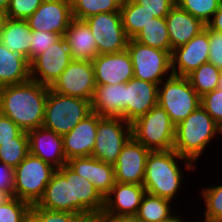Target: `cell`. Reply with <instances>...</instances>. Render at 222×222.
<instances>
[{
	"instance_id": "obj_1",
	"label": "cell",
	"mask_w": 222,
	"mask_h": 222,
	"mask_svg": "<svg viewBox=\"0 0 222 222\" xmlns=\"http://www.w3.org/2000/svg\"><path fill=\"white\" fill-rule=\"evenodd\" d=\"M50 87L29 80L0 88V113L23 131L43 126L45 105Z\"/></svg>"
},
{
	"instance_id": "obj_2",
	"label": "cell",
	"mask_w": 222,
	"mask_h": 222,
	"mask_svg": "<svg viewBox=\"0 0 222 222\" xmlns=\"http://www.w3.org/2000/svg\"><path fill=\"white\" fill-rule=\"evenodd\" d=\"M180 162H183L181 164L184 167ZM195 169L196 165L192 161L180 156L174 150L150 151L146 161L143 186L146 193L174 202L177 200L176 196L179 198L181 187H184L182 185L184 174Z\"/></svg>"
},
{
	"instance_id": "obj_3",
	"label": "cell",
	"mask_w": 222,
	"mask_h": 222,
	"mask_svg": "<svg viewBox=\"0 0 222 222\" xmlns=\"http://www.w3.org/2000/svg\"><path fill=\"white\" fill-rule=\"evenodd\" d=\"M217 137L222 138V128L200 105L175 127L173 150L197 166Z\"/></svg>"
},
{
	"instance_id": "obj_4",
	"label": "cell",
	"mask_w": 222,
	"mask_h": 222,
	"mask_svg": "<svg viewBox=\"0 0 222 222\" xmlns=\"http://www.w3.org/2000/svg\"><path fill=\"white\" fill-rule=\"evenodd\" d=\"M91 112V101L61 95L49 89L43 127L63 136Z\"/></svg>"
},
{
	"instance_id": "obj_5",
	"label": "cell",
	"mask_w": 222,
	"mask_h": 222,
	"mask_svg": "<svg viewBox=\"0 0 222 222\" xmlns=\"http://www.w3.org/2000/svg\"><path fill=\"white\" fill-rule=\"evenodd\" d=\"M131 125L132 136L149 150H173L176 126L160 105H155Z\"/></svg>"
},
{
	"instance_id": "obj_6",
	"label": "cell",
	"mask_w": 222,
	"mask_h": 222,
	"mask_svg": "<svg viewBox=\"0 0 222 222\" xmlns=\"http://www.w3.org/2000/svg\"><path fill=\"white\" fill-rule=\"evenodd\" d=\"M157 98L158 105L168 113L175 126L195 111L201 100L187 77L175 75L159 84Z\"/></svg>"
},
{
	"instance_id": "obj_7",
	"label": "cell",
	"mask_w": 222,
	"mask_h": 222,
	"mask_svg": "<svg viewBox=\"0 0 222 222\" xmlns=\"http://www.w3.org/2000/svg\"><path fill=\"white\" fill-rule=\"evenodd\" d=\"M14 170L13 196L33 205L43 196L57 169L29 152Z\"/></svg>"
},
{
	"instance_id": "obj_8",
	"label": "cell",
	"mask_w": 222,
	"mask_h": 222,
	"mask_svg": "<svg viewBox=\"0 0 222 222\" xmlns=\"http://www.w3.org/2000/svg\"><path fill=\"white\" fill-rule=\"evenodd\" d=\"M126 49L131 56L135 78L159 85L173 75L170 52L141 44L134 39H129Z\"/></svg>"
},
{
	"instance_id": "obj_9",
	"label": "cell",
	"mask_w": 222,
	"mask_h": 222,
	"mask_svg": "<svg viewBox=\"0 0 222 222\" xmlns=\"http://www.w3.org/2000/svg\"><path fill=\"white\" fill-rule=\"evenodd\" d=\"M132 136V125L122 118L102 117L98 121L92 157L114 165L123 145Z\"/></svg>"
},
{
	"instance_id": "obj_10",
	"label": "cell",
	"mask_w": 222,
	"mask_h": 222,
	"mask_svg": "<svg viewBox=\"0 0 222 222\" xmlns=\"http://www.w3.org/2000/svg\"><path fill=\"white\" fill-rule=\"evenodd\" d=\"M84 21L95 37L98 54L118 53L126 50L130 38L123 28L120 11L99 13Z\"/></svg>"
},
{
	"instance_id": "obj_11",
	"label": "cell",
	"mask_w": 222,
	"mask_h": 222,
	"mask_svg": "<svg viewBox=\"0 0 222 222\" xmlns=\"http://www.w3.org/2000/svg\"><path fill=\"white\" fill-rule=\"evenodd\" d=\"M96 83L94 67L90 61L72 60L50 86L56 93L91 101Z\"/></svg>"
},
{
	"instance_id": "obj_12",
	"label": "cell",
	"mask_w": 222,
	"mask_h": 222,
	"mask_svg": "<svg viewBox=\"0 0 222 222\" xmlns=\"http://www.w3.org/2000/svg\"><path fill=\"white\" fill-rule=\"evenodd\" d=\"M71 61L69 48L62 36L30 63V79L50 87Z\"/></svg>"
},
{
	"instance_id": "obj_13",
	"label": "cell",
	"mask_w": 222,
	"mask_h": 222,
	"mask_svg": "<svg viewBox=\"0 0 222 222\" xmlns=\"http://www.w3.org/2000/svg\"><path fill=\"white\" fill-rule=\"evenodd\" d=\"M150 151L131 136L123 145L114 164L116 182L143 185L146 161Z\"/></svg>"
},
{
	"instance_id": "obj_14",
	"label": "cell",
	"mask_w": 222,
	"mask_h": 222,
	"mask_svg": "<svg viewBox=\"0 0 222 222\" xmlns=\"http://www.w3.org/2000/svg\"><path fill=\"white\" fill-rule=\"evenodd\" d=\"M72 19L71 0H44L27 22L32 31H46L63 36Z\"/></svg>"
},
{
	"instance_id": "obj_15",
	"label": "cell",
	"mask_w": 222,
	"mask_h": 222,
	"mask_svg": "<svg viewBox=\"0 0 222 222\" xmlns=\"http://www.w3.org/2000/svg\"><path fill=\"white\" fill-rule=\"evenodd\" d=\"M209 58L208 27L194 36L188 43L173 49L171 54L172 73L187 77Z\"/></svg>"
},
{
	"instance_id": "obj_16",
	"label": "cell",
	"mask_w": 222,
	"mask_h": 222,
	"mask_svg": "<svg viewBox=\"0 0 222 222\" xmlns=\"http://www.w3.org/2000/svg\"><path fill=\"white\" fill-rule=\"evenodd\" d=\"M92 64L96 85L126 83L134 77L132 60L127 49L118 53L98 54Z\"/></svg>"
},
{
	"instance_id": "obj_17",
	"label": "cell",
	"mask_w": 222,
	"mask_h": 222,
	"mask_svg": "<svg viewBox=\"0 0 222 222\" xmlns=\"http://www.w3.org/2000/svg\"><path fill=\"white\" fill-rule=\"evenodd\" d=\"M35 205L50 211L73 213L71 168L67 164L53 173L43 196Z\"/></svg>"
},
{
	"instance_id": "obj_18",
	"label": "cell",
	"mask_w": 222,
	"mask_h": 222,
	"mask_svg": "<svg viewBox=\"0 0 222 222\" xmlns=\"http://www.w3.org/2000/svg\"><path fill=\"white\" fill-rule=\"evenodd\" d=\"M158 86L135 77L125 83V121L134 122L158 104Z\"/></svg>"
},
{
	"instance_id": "obj_19",
	"label": "cell",
	"mask_w": 222,
	"mask_h": 222,
	"mask_svg": "<svg viewBox=\"0 0 222 222\" xmlns=\"http://www.w3.org/2000/svg\"><path fill=\"white\" fill-rule=\"evenodd\" d=\"M102 117L91 112L68 133L62 136L63 149L67 161L75 157H88L92 155L95 144L98 121Z\"/></svg>"
},
{
	"instance_id": "obj_20",
	"label": "cell",
	"mask_w": 222,
	"mask_h": 222,
	"mask_svg": "<svg viewBox=\"0 0 222 222\" xmlns=\"http://www.w3.org/2000/svg\"><path fill=\"white\" fill-rule=\"evenodd\" d=\"M27 133L29 137V152L31 154L56 169L67 164L62 135L43 126L29 130Z\"/></svg>"
},
{
	"instance_id": "obj_21",
	"label": "cell",
	"mask_w": 222,
	"mask_h": 222,
	"mask_svg": "<svg viewBox=\"0 0 222 222\" xmlns=\"http://www.w3.org/2000/svg\"><path fill=\"white\" fill-rule=\"evenodd\" d=\"M145 193L143 185L116 182L104 197L103 212L113 216L134 217Z\"/></svg>"
},
{
	"instance_id": "obj_22",
	"label": "cell",
	"mask_w": 222,
	"mask_h": 222,
	"mask_svg": "<svg viewBox=\"0 0 222 222\" xmlns=\"http://www.w3.org/2000/svg\"><path fill=\"white\" fill-rule=\"evenodd\" d=\"M67 165L81 177L89 180L105 197L115 185L114 165L107 164L92 156L75 157L67 161Z\"/></svg>"
},
{
	"instance_id": "obj_23",
	"label": "cell",
	"mask_w": 222,
	"mask_h": 222,
	"mask_svg": "<svg viewBox=\"0 0 222 222\" xmlns=\"http://www.w3.org/2000/svg\"><path fill=\"white\" fill-rule=\"evenodd\" d=\"M165 18L170 37L171 54L173 49L188 43L206 27V24L201 20L193 17L176 4Z\"/></svg>"
},
{
	"instance_id": "obj_24",
	"label": "cell",
	"mask_w": 222,
	"mask_h": 222,
	"mask_svg": "<svg viewBox=\"0 0 222 222\" xmlns=\"http://www.w3.org/2000/svg\"><path fill=\"white\" fill-rule=\"evenodd\" d=\"M63 37L72 60L92 62L98 55L95 37L84 20L73 18Z\"/></svg>"
},
{
	"instance_id": "obj_25",
	"label": "cell",
	"mask_w": 222,
	"mask_h": 222,
	"mask_svg": "<svg viewBox=\"0 0 222 222\" xmlns=\"http://www.w3.org/2000/svg\"><path fill=\"white\" fill-rule=\"evenodd\" d=\"M91 110L101 117L125 120V83L96 85Z\"/></svg>"
},
{
	"instance_id": "obj_26",
	"label": "cell",
	"mask_w": 222,
	"mask_h": 222,
	"mask_svg": "<svg viewBox=\"0 0 222 222\" xmlns=\"http://www.w3.org/2000/svg\"><path fill=\"white\" fill-rule=\"evenodd\" d=\"M71 190L73 213L101 212L104 209V197L87 179L71 169Z\"/></svg>"
},
{
	"instance_id": "obj_27",
	"label": "cell",
	"mask_w": 222,
	"mask_h": 222,
	"mask_svg": "<svg viewBox=\"0 0 222 222\" xmlns=\"http://www.w3.org/2000/svg\"><path fill=\"white\" fill-rule=\"evenodd\" d=\"M30 80V63L23 55L9 51L0 41V88Z\"/></svg>"
},
{
	"instance_id": "obj_28",
	"label": "cell",
	"mask_w": 222,
	"mask_h": 222,
	"mask_svg": "<svg viewBox=\"0 0 222 222\" xmlns=\"http://www.w3.org/2000/svg\"><path fill=\"white\" fill-rule=\"evenodd\" d=\"M0 41L9 51L17 52L26 57L30 63L31 29L27 20L8 18Z\"/></svg>"
},
{
	"instance_id": "obj_29",
	"label": "cell",
	"mask_w": 222,
	"mask_h": 222,
	"mask_svg": "<svg viewBox=\"0 0 222 222\" xmlns=\"http://www.w3.org/2000/svg\"><path fill=\"white\" fill-rule=\"evenodd\" d=\"M173 203L176 204V202L168 199L145 193L134 217L142 222H168L174 220L179 215L177 211H180L178 208L173 211Z\"/></svg>"
},
{
	"instance_id": "obj_30",
	"label": "cell",
	"mask_w": 222,
	"mask_h": 222,
	"mask_svg": "<svg viewBox=\"0 0 222 222\" xmlns=\"http://www.w3.org/2000/svg\"><path fill=\"white\" fill-rule=\"evenodd\" d=\"M123 28L130 39H133L155 16L134 0H123L120 8Z\"/></svg>"
},
{
	"instance_id": "obj_31",
	"label": "cell",
	"mask_w": 222,
	"mask_h": 222,
	"mask_svg": "<svg viewBox=\"0 0 222 222\" xmlns=\"http://www.w3.org/2000/svg\"><path fill=\"white\" fill-rule=\"evenodd\" d=\"M141 44L171 53L166 18L155 17L133 38Z\"/></svg>"
},
{
	"instance_id": "obj_32",
	"label": "cell",
	"mask_w": 222,
	"mask_h": 222,
	"mask_svg": "<svg viewBox=\"0 0 222 222\" xmlns=\"http://www.w3.org/2000/svg\"><path fill=\"white\" fill-rule=\"evenodd\" d=\"M222 71L207 62L190 73L187 78L200 97L217 88Z\"/></svg>"
},
{
	"instance_id": "obj_33",
	"label": "cell",
	"mask_w": 222,
	"mask_h": 222,
	"mask_svg": "<svg viewBox=\"0 0 222 222\" xmlns=\"http://www.w3.org/2000/svg\"><path fill=\"white\" fill-rule=\"evenodd\" d=\"M123 0H71L74 19L85 20L103 12L120 11Z\"/></svg>"
},
{
	"instance_id": "obj_34",
	"label": "cell",
	"mask_w": 222,
	"mask_h": 222,
	"mask_svg": "<svg viewBox=\"0 0 222 222\" xmlns=\"http://www.w3.org/2000/svg\"><path fill=\"white\" fill-rule=\"evenodd\" d=\"M28 153L29 137L26 131H22L13 141L0 142V162L14 169Z\"/></svg>"
},
{
	"instance_id": "obj_35",
	"label": "cell",
	"mask_w": 222,
	"mask_h": 222,
	"mask_svg": "<svg viewBox=\"0 0 222 222\" xmlns=\"http://www.w3.org/2000/svg\"><path fill=\"white\" fill-rule=\"evenodd\" d=\"M198 194L204 202L202 217L222 219V183L214 186L204 185Z\"/></svg>"
},
{
	"instance_id": "obj_36",
	"label": "cell",
	"mask_w": 222,
	"mask_h": 222,
	"mask_svg": "<svg viewBox=\"0 0 222 222\" xmlns=\"http://www.w3.org/2000/svg\"><path fill=\"white\" fill-rule=\"evenodd\" d=\"M222 0H176V5L207 24Z\"/></svg>"
},
{
	"instance_id": "obj_37",
	"label": "cell",
	"mask_w": 222,
	"mask_h": 222,
	"mask_svg": "<svg viewBox=\"0 0 222 222\" xmlns=\"http://www.w3.org/2000/svg\"><path fill=\"white\" fill-rule=\"evenodd\" d=\"M31 204L14 196L0 203V222H27Z\"/></svg>"
},
{
	"instance_id": "obj_38",
	"label": "cell",
	"mask_w": 222,
	"mask_h": 222,
	"mask_svg": "<svg viewBox=\"0 0 222 222\" xmlns=\"http://www.w3.org/2000/svg\"><path fill=\"white\" fill-rule=\"evenodd\" d=\"M78 214L61 211H50L33 204L27 222H75Z\"/></svg>"
},
{
	"instance_id": "obj_39",
	"label": "cell",
	"mask_w": 222,
	"mask_h": 222,
	"mask_svg": "<svg viewBox=\"0 0 222 222\" xmlns=\"http://www.w3.org/2000/svg\"><path fill=\"white\" fill-rule=\"evenodd\" d=\"M61 37L62 36L57 33L31 30L30 63Z\"/></svg>"
},
{
	"instance_id": "obj_40",
	"label": "cell",
	"mask_w": 222,
	"mask_h": 222,
	"mask_svg": "<svg viewBox=\"0 0 222 222\" xmlns=\"http://www.w3.org/2000/svg\"><path fill=\"white\" fill-rule=\"evenodd\" d=\"M44 0H10L6 10L10 19L27 20Z\"/></svg>"
},
{
	"instance_id": "obj_41",
	"label": "cell",
	"mask_w": 222,
	"mask_h": 222,
	"mask_svg": "<svg viewBox=\"0 0 222 222\" xmlns=\"http://www.w3.org/2000/svg\"><path fill=\"white\" fill-rule=\"evenodd\" d=\"M200 105L222 128V90L218 88L201 97Z\"/></svg>"
},
{
	"instance_id": "obj_42",
	"label": "cell",
	"mask_w": 222,
	"mask_h": 222,
	"mask_svg": "<svg viewBox=\"0 0 222 222\" xmlns=\"http://www.w3.org/2000/svg\"><path fill=\"white\" fill-rule=\"evenodd\" d=\"M209 58L208 62L222 71V33L208 28Z\"/></svg>"
},
{
	"instance_id": "obj_43",
	"label": "cell",
	"mask_w": 222,
	"mask_h": 222,
	"mask_svg": "<svg viewBox=\"0 0 222 222\" xmlns=\"http://www.w3.org/2000/svg\"><path fill=\"white\" fill-rule=\"evenodd\" d=\"M155 17H166L169 11L175 6L176 0H134Z\"/></svg>"
},
{
	"instance_id": "obj_44",
	"label": "cell",
	"mask_w": 222,
	"mask_h": 222,
	"mask_svg": "<svg viewBox=\"0 0 222 222\" xmlns=\"http://www.w3.org/2000/svg\"><path fill=\"white\" fill-rule=\"evenodd\" d=\"M15 184V170L11 166L0 162V192L8 197L13 196Z\"/></svg>"
},
{
	"instance_id": "obj_45",
	"label": "cell",
	"mask_w": 222,
	"mask_h": 222,
	"mask_svg": "<svg viewBox=\"0 0 222 222\" xmlns=\"http://www.w3.org/2000/svg\"><path fill=\"white\" fill-rule=\"evenodd\" d=\"M22 131L10 118L0 113V142L13 141Z\"/></svg>"
},
{
	"instance_id": "obj_46",
	"label": "cell",
	"mask_w": 222,
	"mask_h": 222,
	"mask_svg": "<svg viewBox=\"0 0 222 222\" xmlns=\"http://www.w3.org/2000/svg\"><path fill=\"white\" fill-rule=\"evenodd\" d=\"M206 26L215 32L222 33V3Z\"/></svg>"
},
{
	"instance_id": "obj_47",
	"label": "cell",
	"mask_w": 222,
	"mask_h": 222,
	"mask_svg": "<svg viewBox=\"0 0 222 222\" xmlns=\"http://www.w3.org/2000/svg\"><path fill=\"white\" fill-rule=\"evenodd\" d=\"M75 222H99V212H88L78 214Z\"/></svg>"
},
{
	"instance_id": "obj_48",
	"label": "cell",
	"mask_w": 222,
	"mask_h": 222,
	"mask_svg": "<svg viewBox=\"0 0 222 222\" xmlns=\"http://www.w3.org/2000/svg\"><path fill=\"white\" fill-rule=\"evenodd\" d=\"M99 222H127V217L113 216L101 211L99 212Z\"/></svg>"
},
{
	"instance_id": "obj_49",
	"label": "cell",
	"mask_w": 222,
	"mask_h": 222,
	"mask_svg": "<svg viewBox=\"0 0 222 222\" xmlns=\"http://www.w3.org/2000/svg\"><path fill=\"white\" fill-rule=\"evenodd\" d=\"M7 19H8V16H7L6 11L0 9V36H1V32L4 29Z\"/></svg>"
},
{
	"instance_id": "obj_50",
	"label": "cell",
	"mask_w": 222,
	"mask_h": 222,
	"mask_svg": "<svg viewBox=\"0 0 222 222\" xmlns=\"http://www.w3.org/2000/svg\"><path fill=\"white\" fill-rule=\"evenodd\" d=\"M188 218L189 217H187V222H190V220L188 221ZM198 219H201V222H202V220H203V222H222V219H212V218H208V217H203V219H202V217H200Z\"/></svg>"
},
{
	"instance_id": "obj_51",
	"label": "cell",
	"mask_w": 222,
	"mask_h": 222,
	"mask_svg": "<svg viewBox=\"0 0 222 222\" xmlns=\"http://www.w3.org/2000/svg\"><path fill=\"white\" fill-rule=\"evenodd\" d=\"M10 0H0V9L6 11L9 6Z\"/></svg>"
},
{
	"instance_id": "obj_52",
	"label": "cell",
	"mask_w": 222,
	"mask_h": 222,
	"mask_svg": "<svg viewBox=\"0 0 222 222\" xmlns=\"http://www.w3.org/2000/svg\"><path fill=\"white\" fill-rule=\"evenodd\" d=\"M183 215H181V214H179L174 220H170V221H168V222H186V221H184V219L186 218V217H184Z\"/></svg>"
},
{
	"instance_id": "obj_53",
	"label": "cell",
	"mask_w": 222,
	"mask_h": 222,
	"mask_svg": "<svg viewBox=\"0 0 222 222\" xmlns=\"http://www.w3.org/2000/svg\"><path fill=\"white\" fill-rule=\"evenodd\" d=\"M8 196L2 192H0V203H2L4 200H6Z\"/></svg>"
},
{
	"instance_id": "obj_54",
	"label": "cell",
	"mask_w": 222,
	"mask_h": 222,
	"mask_svg": "<svg viewBox=\"0 0 222 222\" xmlns=\"http://www.w3.org/2000/svg\"><path fill=\"white\" fill-rule=\"evenodd\" d=\"M127 222H142V221L136 219L135 217H127Z\"/></svg>"
},
{
	"instance_id": "obj_55",
	"label": "cell",
	"mask_w": 222,
	"mask_h": 222,
	"mask_svg": "<svg viewBox=\"0 0 222 222\" xmlns=\"http://www.w3.org/2000/svg\"><path fill=\"white\" fill-rule=\"evenodd\" d=\"M217 88H218L219 90H222V73H221V76H220V80H219V82H218V84H217Z\"/></svg>"
}]
</instances>
